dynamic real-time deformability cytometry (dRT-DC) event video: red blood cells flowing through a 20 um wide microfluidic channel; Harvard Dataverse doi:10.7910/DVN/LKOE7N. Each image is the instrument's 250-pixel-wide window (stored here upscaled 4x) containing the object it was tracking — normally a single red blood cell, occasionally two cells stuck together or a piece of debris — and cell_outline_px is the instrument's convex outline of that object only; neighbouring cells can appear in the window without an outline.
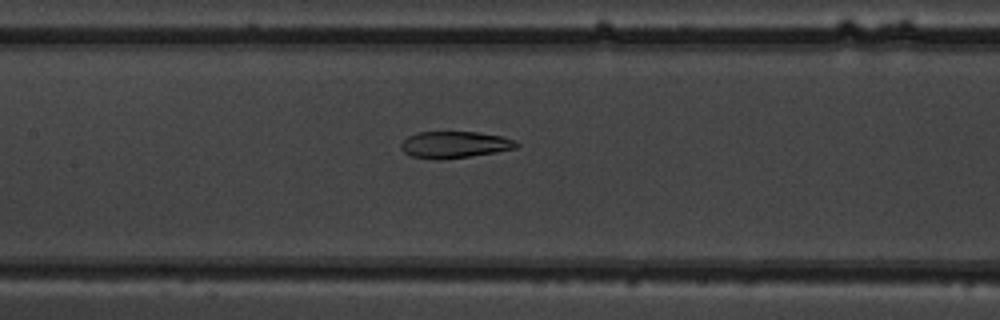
{"species": "common noctule bat (a hibernating species)", "species_latin": "Nyctalus noctula", "temperature_condition": "warm", "stored_images_in_passage": 42, "camera_frame_rate_fps": 3000, "um_per_image_px": 0.085, "animal": {"sex": "male", "body_mass_g": 19.5, "forearm_length_mm": 54.6}, "frame": {"image": 1, "passage_image": 14, "time_ms": 4.333, "image_size_px": [1000, 320], "cell_outline_px": [[520, 144], [516, 148], [496, 152], [440, 160], [436, 160], [412, 156], [404, 152], [400, 148], [400, 144], [408, 136], [416, 132], [476, 132], [500, 136], [516, 140]], "centroid_in_image_um": [38.63, 12.29], "position_along_channel_um": 168.8, "area_um2": 17.92}}
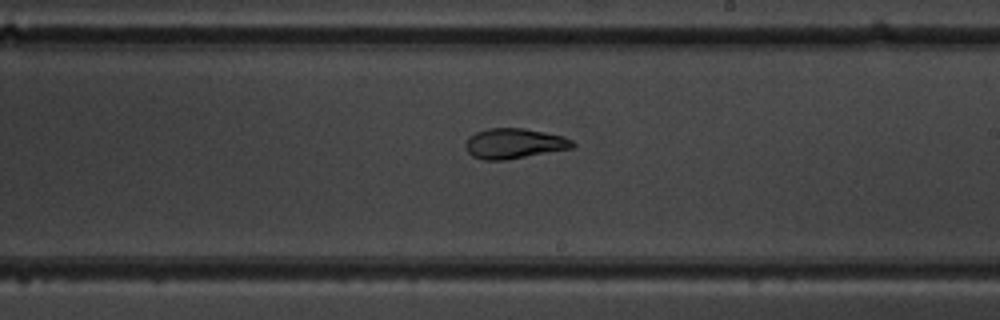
{"frame": {"image": 2, "passage_image": 20, "time_ms": 6.333, "image_size_px": [1000, 320], "cell_outline_px": [[576, 144], [572, 148], [508, 160], [484, 160], [472, 156], [468, 152], [464, 144], [468, 136], [476, 132], [488, 128], [524, 128], [564, 136], [572, 140]], "centroid_in_image_um": [43.69, 12.2], "position_along_channel_um": 245.3, "area_um2": 19.02}}
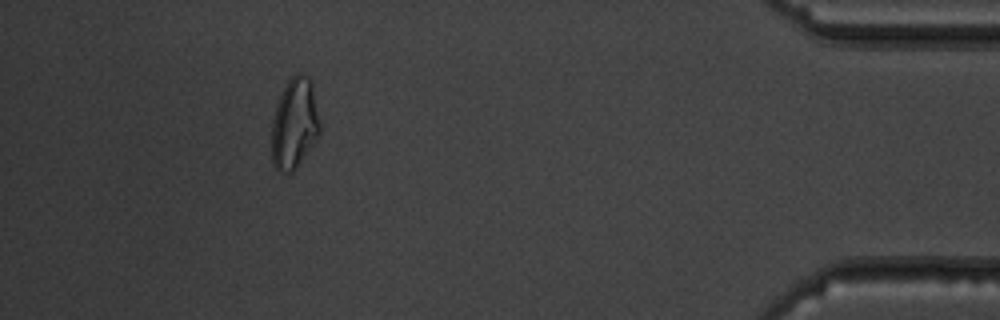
{"frame": {"image": 3, "passage_image": 37, "time_ms": 12.0, "image_size_px": [1000, 320], "cell_outline_px": [[320, 132], [296, 168], [292, 172], [280, 172], [272, 164], [272, 120], [276, 104], [288, 80], [296, 72], [304, 72], [312, 80], [320, 124]], "centroid_in_image_um": [25.03, 10.46], "position_along_channel_um": 410.2, "area_um2": 25.49}, "authors_computed_cell_mechanics": {"area_um2": 19.7676, "velocity_mm_per_s": 3.8442, "shape_relaxation_time_tau1_ms": 7.3119, "shape_relaxation_time_tau2_ms": 2.3667, "deformation_change_tau1": 0.2318, "deformation_change_tau2": 0.0864}}